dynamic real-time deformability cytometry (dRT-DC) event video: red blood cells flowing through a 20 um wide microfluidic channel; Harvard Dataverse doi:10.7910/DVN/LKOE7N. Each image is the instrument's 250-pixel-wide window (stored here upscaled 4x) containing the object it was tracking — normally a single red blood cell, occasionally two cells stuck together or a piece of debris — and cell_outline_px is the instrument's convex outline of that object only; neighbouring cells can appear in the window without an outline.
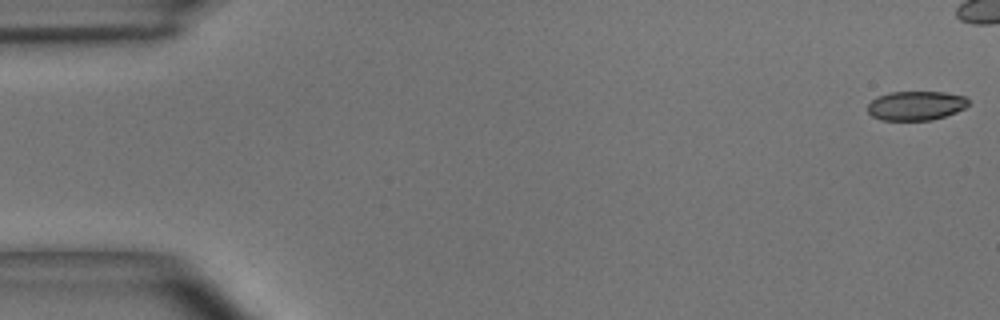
{"species": "common noctule bat (a hibernating species)", "species_latin": "Nyctalus noctula", "temperature_condition": "room temperature", "stored_images_in_passage": 3, "camera_frame_rate_fps": 3000, "um_per_image_px": 0.085, "animal": {"sex": "male", "body_mass_g": 15.6}, "frame": {"image": 1, "passage_image": 1, "time_ms": 0.0, "image_size_px": [1000, 320], "cell_outline_px": [[968, 104], [964, 108], [956, 112], [932, 120], [880, 120], [872, 116], [868, 112], [868, 104], [876, 96], [892, 92], [944, 92], [964, 96], [968, 100]], "centroid_in_image_um": [77.83, 8.98], "position_along_channel_um": 7.2, "area_um2": 17.11}}